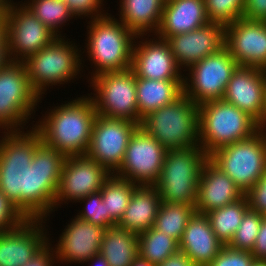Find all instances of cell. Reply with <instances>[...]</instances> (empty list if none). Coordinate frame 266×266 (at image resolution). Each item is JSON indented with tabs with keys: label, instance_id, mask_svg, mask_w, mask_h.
Instances as JSON below:
<instances>
[{
	"label": "cell",
	"instance_id": "cell-18",
	"mask_svg": "<svg viewBox=\"0 0 266 266\" xmlns=\"http://www.w3.org/2000/svg\"><path fill=\"white\" fill-rule=\"evenodd\" d=\"M68 222L70 223L64 226L55 245V241H51L52 238L50 239L49 236V242L53 243L56 264L87 263L89 259L99 254L106 228L81 220L76 216Z\"/></svg>",
	"mask_w": 266,
	"mask_h": 266
},
{
	"label": "cell",
	"instance_id": "cell-46",
	"mask_svg": "<svg viewBox=\"0 0 266 266\" xmlns=\"http://www.w3.org/2000/svg\"><path fill=\"white\" fill-rule=\"evenodd\" d=\"M89 261L90 263L88 264L90 265L92 264L91 266H110L106 261V259L101 254L93 256L91 259L88 260V262Z\"/></svg>",
	"mask_w": 266,
	"mask_h": 266
},
{
	"label": "cell",
	"instance_id": "cell-20",
	"mask_svg": "<svg viewBox=\"0 0 266 266\" xmlns=\"http://www.w3.org/2000/svg\"><path fill=\"white\" fill-rule=\"evenodd\" d=\"M166 41L177 65L186 72L191 65L225 46V26L210 22L196 30L171 36Z\"/></svg>",
	"mask_w": 266,
	"mask_h": 266
},
{
	"label": "cell",
	"instance_id": "cell-35",
	"mask_svg": "<svg viewBox=\"0 0 266 266\" xmlns=\"http://www.w3.org/2000/svg\"><path fill=\"white\" fill-rule=\"evenodd\" d=\"M210 22L227 26L243 17L245 0H204Z\"/></svg>",
	"mask_w": 266,
	"mask_h": 266
},
{
	"label": "cell",
	"instance_id": "cell-33",
	"mask_svg": "<svg viewBox=\"0 0 266 266\" xmlns=\"http://www.w3.org/2000/svg\"><path fill=\"white\" fill-rule=\"evenodd\" d=\"M24 6L58 37H63V32L60 29L69 25L68 21L74 18L63 0H30ZM67 22L68 24H66Z\"/></svg>",
	"mask_w": 266,
	"mask_h": 266
},
{
	"label": "cell",
	"instance_id": "cell-50",
	"mask_svg": "<svg viewBox=\"0 0 266 266\" xmlns=\"http://www.w3.org/2000/svg\"><path fill=\"white\" fill-rule=\"evenodd\" d=\"M251 266H266V260H257L255 259Z\"/></svg>",
	"mask_w": 266,
	"mask_h": 266
},
{
	"label": "cell",
	"instance_id": "cell-28",
	"mask_svg": "<svg viewBox=\"0 0 266 266\" xmlns=\"http://www.w3.org/2000/svg\"><path fill=\"white\" fill-rule=\"evenodd\" d=\"M99 254L110 266H131L139 256L138 234L117 224L109 226L103 235Z\"/></svg>",
	"mask_w": 266,
	"mask_h": 266
},
{
	"label": "cell",
	"instance_id": "cell-34",
	"mask_svg": "<svg viewBox=\"0 0 266 266\" xmlns=\"http://www.w3.org/2000/svg\"><path fill=\"white\" fill-rule=\"evenodd\" d=\"M261 220L262 215L248 209L228 246L236 250L251 252L256 242Z\"/></svg>",
	"mask_w": 266,
	"mask_h": 266
},
{
	"label": "cell",
	"instance_id": "cell-40",
	"mask_svg": "<svg viewBox=\"0 0 266 266\" xmlns=\"http://www.w3.org/2000/svg\"><path fill=\"white\" fill-rule=\"evenodd\" d=\"M243 17L249 20L266 21V0H245Z\"/></svg>",
	"mask_w": 266,
	"mask_h": 266
},
{
	"label": "cell",
	"instance_id": "cell-23",
	"mask_svg": "<svg viewBox=\"0 0 266 266\" xmlns=\"http://www.w3.org/2000/svg\"><path fill=\"white\" fill-rule=\"evenodd\" d=\"M209 23L204 0H168L164 3L155 36L167 40L171 36L196 30Z\"/></svg>",
	"mask_w": 266,
	"mask_h": 266
},
{
	"label": "cell",
	"instance_id": "cell-24",
	"mask_svg": "<svg viewBox=\"0 0 266 266\" xmlns=\"http://www.w3.org/2000/svg\"><path fill=\"white\" fill-rule=\"evenodd\" d=\"M224 244L211 229L205 214L195 212L189 220L179 242V250L196 266H208Z\"/></svg>",
	"mask_w": 266,
	"mask_h": 266
},
{
	"label": "cell",
	"instance_id": "cell-3",
	"mask_svg": "<svg viewBox=\"0 0 266 266\" xmlns=\"http://www.w3.org/2000/svg\"><path fill=\"white\" fill-rule=\"evenodd\" d=\"M39 102L24 62L12 61L0 69V159L17 153L27 142L32 128L27 130L25 126L35 118Z\"/></svg>",
	"mask_w": 266,
	"mask_h": 266
},
{
	"label": "cell",
	"instance_id": "cell-4",
	"mask_svg": "<svg viewBox=\"0 0 266 266\" xmlns=\"http://www.w3.org/2000/svg\"><path fill=\"white\" fill-rule=\"evenodd\" d=\"M87 38L82 52V69L86 60L93 67L92 78L109 72L128 70L132 65L133 48L137 35L112 13L87 22ZM86 53L87 59L83 58ZM85 60V61H84ZM94 65V66H93Z\"/></svg>",
	"mask_w": 266,
	"mask_h": 266
},
{
	"label": "cell",
	"instance_id": "cell-14",
	"mask_svg": "<svg viewBox=\"0 0 266 266\" xmlns=\"http://www.w3.org/2000/svg\"><path fill=\"white\" fill-rule=\"evenodd\" d=\"M167 149L140 126L127 145L114 175L138 185L153 186L158 180Z\"/></svg>",
	"mask_w": 266,
	"mask_h": 266
},
{
	"label": "cell",
	"instance_id": "cell-41",
	"mask_svg": "<svg viewBox=\"0 0 266 266\" xmlns=\"http://www.w3.org/2000/svg\"><path fill=\"white\" fill-rule=\"evenodd\" d=\"M55 263H57L55 251L52 243L48 242L24 266H53Z\"/></svg>",
	"mask_w": 266,
	"mask_h": 266
},
{
	"label": "cell",
	"instance_id": "cell-45",
	"mask_svg": "<svg viewBox=\"0 0 266 266\" xmlns=\"http://www.w3.org/2000/svg\"><path fill=\"white\" fill-rule=\"evenodd\" d=\"M0 45H8L5 14H0Z\"/></svg>",
	"mask_w": 266,
	"mask_h": 266
},
{
	"label": "cell",
	"instance_id": "cell-52",
	"mask_svg": "<svg viewBox=\"0 0 266 266\" xmlns=\"http://www.w3.org/2000/svg\"><path fill=\"white\" fill-rule=\"evenodd\" d=\"M260 129L264 132L266 136V121L260 126Z\"/></svg>",
	"mask_w": 266,
	"mask_h": 266
},
{
	"label": "cell",
	"instance_id": "cell-13",
	"mask_svg": "<svg viewBox=\"0 0 266 266\" xmlns=\"http://www.w3.org/2000/svg\"><path fill=\"white\" fill-rule=\"evenodd\" d=\"M139 126L131 121L97 115L85 155L114 174L120 168L130 138Z\"/></svg>",
	"mask_w": 266,
	"mask_h": 266
},
{
	"label": "cell",
	"instance_id": "cell-47",
	"mask_svg": "<svg viewBox=\"0 0 266 266\" xmlns=\"http://www.w3.org/2000/svg\"><path fill=\"white\" fill-rule=\"evenodd\" d=\"M131 266H155L151 263H149L147 260L142 259L140 256H138L132 263Z\"/></svg>",
	"mask_w": 266,
	"mask_h": 266
},
{
	"label": "cell",
	"instance_id": "cell-6",
	"mask_svg": "<svg viewBox=\"0 0 266 266\" xmlns=\"http://www.w3.org/2000/svg\"><path fill=\"white\" fill-rule=\"evenodd\" d=\"M36 211V175L16 154L0 159V232L12 230Z\"/></svg>",
	"mask_w": 266,
	"mask_h": 266
},
{
	"label": "cell",
	"instance_id": "cell-39",
	"mask_svg": "<svg viewBox=\"0 0 266 266\" xmlns=\"http://www.w3.org/2000/svg\"><path fill=\"white\" fill-rule=\"evenodd\" d=\"M244 196L250 210L266 216V170L256 184L244 193Z\"/></svg>",
	"mask_w": 266,
	"mask_h": 266
},
{
	"label": "cell",
	"instance_id": "cell-25",
	"mask_svg": "<svg viewBox=\"0 0 266 266\" xmlns=\"http://www.w3.org/2000/svg\"><path fill=\"white\" fill-rule=\"evenodd\" d=\"M160 205L161 198L154 186L139 185L117 225L139 235L154 227Z\"/></svg>",
	"mask_w": 266,
	"mask_h": 266
},
{
	"label": "cell",
	"instance_id": "cell-21",
	"mask_svg": "<svg viewBox=\"0 0 266 266\" xmlns=\"http://www.w3.org/2000/svg\"><path fill=\"white\" fill-rule=\"evenodd\" d=\"M264 69L238 66L226 87L223 100L263 124Z\"/></svg>",
	"mask_w": 266,
	"mask_h": 266
},
{
	"label": "cell",
	"instance_id": "cell-43",
	"mask_svg": "<svg viewBox=\"0 0 266 266\" xmlns=\"http://www.w3.org/2000/svg\"><path fill=\"white\" fill-rule=\"evenodd\" d=\"M155 266H196L184 253L177 252Z\"/></svg>",
	"mask_w": 266,
	"mask_h": 266
},
{
	"label": "cell",
	"instance_id": "cell-37",
	"mask_svg": "<svg viewBox=\"0 0 266 266\" xmlns=\"http://www.w3.org/2000/svg\"><path fill=\"white\" fill-rule=\"evenodd\" d=\"M67 5L71 13L76 18L83 17L91 20L94 18L102 17L108 13L109 10H103L106 3L105 0H63Z\"/></svg>",
	"mask_w": 266,
	"mask_h": 266
},
{
	"label": "cell",
	"instance_id": "cell-49",
	"mask_svg": "<svg viewBox=\"0 0 266 266\" xmlns=\"http://www.w3.org/2000/svg\"><path fill=\"white\" fill-rule=\"evenodd\" d=\"M8 1L7 0H0V14H5L7 10Z\"/></svg>",
	"mask_w": 266,
	"mask_h": 266
},
{
	"label": "cell",
	"instance_id": "cell-1",
	"mask_svg": "<svg viewBox=\"0 0 266 266\" xmlns=\"http://www.w3.org/2000/svg\"><path fill=\"white\" fill-rule=\"evenodd\" d=\"M61 104L47 108L16 153L35 175L54 160L87 153L97 116L93 100L84 94Z\"/></svg>",
	"mask_w": 266,
	"mask_h": 266
},
{
	"label": "cell",
	"instance_id": "cell-8",
	"mask_svg": "<svg viewBox=\"0 0 266 266\" xmlns=\"http://www.w3.org/2000/svg\"><path fill=\"white\" fill-rule=\"evenodd\" d=\"M208 158L199 145L167 150L159 178L153 185L161 202L195 207L201 171Z\"/></svg>",
	"mask_w": 266,
	"mask_h": 266
},
{
	"label": "cell",
	"instance_id": "cell-32",
	"mask_svg": "<svg viewBox=\"0 0 266 266\" xmlns=\"http://www.w3.org/2000/svg\"><path fill=\"white\" fill-rule=\"evenodd\" d=\"M196 212L192 205L161 202L154 228L180 242L183 232Z\"/></svg>",
	"mask_w": 266,
	"mask_h": 266
},
{
	"label": "cell",
	"instance_id": "cell-5",
	"mask_svg": "<svg viewBox=\"0 0 266 266\" xmlns=\"http://www.w3.org/2000/svg\"><path fill=\"white\" fill-rule=\"evenodd\" d=\"M72 42L65 35L57 37L51 44L23 61L30 86L40 100L45 98L43 96L49 87L68 84L83 76L82 46Z\"/></svg>",
	"mask_w": 266,
	"mask_h": 266
},
{
	"label": "cell",
	"instance_id": "cell-29",
	"mask_svg": "<svg viewBox=\"0 0 266 266\" xmlns=\"http://www.w3.org/2000/svg\"><path fill=\"white\" fill-rule=\"evenodd\" d=\"M249 209L246 197L219 209L205 213L217 238L228 245L238 229L245 212Z\"/></svg>",
	"mask_w": 266,
	"mask_h": 266
},
{
	"label": "cell",
	"instance_id": "cell-48",
	"mask_svg": "<svg viewBox=\"0 0 266 266\" xmlns=\"http://www.w3.org/2000/svg\"><path fill=\"white\" fill-rule=\"evenodd\" d=\"M264 78H265V85H264L263 123L266 121V69L264 70Z\"/></svg>",
	"mask_w": 266,
	"mask_h": 266
},
{
	"label": "cell",
	"instance_id": "cell-36",
	"mask_svg": "<svg viewBox=\"0 0 266 266\" xmlns=\"http://www.w3.org/2000/svg\"><path fill=\"white\" fill-rule=\"evenodd\" d=\"M85 203L83 208L75 216L81 220L92 224L100 225L104 228L116 225L117 223L106 212L105 204L102 201L101 191L94 192L78 201Z\"/></svg>",
	"mask_w": 266,
	"mask_h": 266
},
{
	"label": "cell",
	"instance_id": "cell-22",
	"mask_svg": "<svg viewBox=\"0 0 266 266\" xmlns=\"http://www.w3.org/2000/svg\"><path fill=\"white\" fill-rule=\"evenodd\" d=\"M244 196L234 181L209 158L204 163L198 183L196 212L205 214Z\"/></svg>",
	"mask_w": 266,
	"mask_h": 266
},
{
	"label": "cell",
	"instance_id": "cell-12",
	"mask_svg": "<svg viewBox=\"0 0 266 266\" xmlns=\"http://www.w3.org/2000/svg\"><path fill=\"white\" fill-rule=\"evenodd\" d=\"M238 63L224 46L191 65L184 75V94L196 105L222 99Z\"/></svg>",
	"mask_w": 266,
	"mask_h": 266
},
{
	"label": "cell",
	"instance_id": "cell-27",
	"mask_svg": "<svg viewBox=\"0 0 266 266\" xmlns=\"http://www.w3.org/2000/svg\"><path fill=\"white\" fill-rule=\"evenodd\" d=\"M119 3L118 19L129 30L136 35H155L165 0H119Z\"/></svg>",
	"mask_w": 266,
	"mask_h": 266
},
{
	"label": "cell",
	"instance_id": "cell-15",
	"mask_svg": "<svg viewBox=\"0 0 266 266\" xmlns=\"http://www.w3.org/2000/svg\"><path fill=\"white\" fill-rule=\"evenodd\" d=\"M5 18L7 41L13 61L23 62L58 37L24 5L8 4Z\"/></svg>",
	"mask_w": 266,
	"mask_h": 266
},
{
	"label": "cell",
	"instance_id": "cell-9",
	"mask_svg": "<svg viewBox=\"0 0 266 266\" xmlns=\"http://www.w3.org/2000/svg\"><path fill=\"white\" fill-rule=\"evenodd\" d=\"M140 127L167 150L199 145V107L183 94L142 119Z\"/></svg>",
	"mask_w": 266,
	"mask_h": 266
},
{
	"label": "cell",
	"instance_id": "cell-26",
	"mask_svg": "<svg viewBox=\"0 0 266 266\" xmlns=\"http://www.w3.org/2000/svg\"><path fill=\"white\" fill-rule=\"evenodd\" d=\"M184 80H154L136 77L138 116L142 120L151 112L172 104L184 94Z\"/></svg>",
	"mask_w": 266,
	"mask_h": 266
},
{
	"label": "cell",
	"instance_id": "cell-44",
	"mask_svg": "<svg viewBox=\"0 0 266 266\" xmlns=\"http://www.w3.org/2000/svg\"><path fill=\"white\" fill-rule=\"evenodd\" d=\"M12 61L9 45H0V69L8 66Z\"/></svg>",
	"mask_w": 266,
	"mask_h": 266
},
{
	"label": "cell",
	"instance_id": "cell-17",
	"mask_svg": "<svg viewBox=\"0 0 266 266\" xmlns=\"http://www.w3.org/2000/svg\"><path fill=\"white\" fill-rule=\"evenodd\" d=\"M131 69L136 77L154 80H184L186 75L177 65L169 43L155 35H137Z\"/></svg>",
	"mask_w": 266,
	"mask_h": 266
},
{
	"label": "cell",
	"instance_id": "cell-42",
	"mask_svg": "<svg viewBox=\"0 0 266 266\" xmlns=\"http://www.w3.org/2000/svg\"><path fill=\"white\" fill-rule=\"evenodd\" d=\"M251 254L254 256V259L266 260V216H262L261 226Z\"/></svg>",
	"mask_w": 266,
	"mask_h": 266
},
{
	"label": "cell",
	"instance_id": "cell-38",
	"mask_svg": "<svg viewBox=\"0 0 266 266\" xmlns=\"http://www.w3.org/2000/svg\"><path fill=\"white\" fill-rule=\"evenodd\" d=\"M254 260L250 251L236 250L224 245L208 266H251Z\"/></svg>",
	"mask_w": 266,
	"mask_h": 266
},
{
	"label": "cell",
	"instance_id": "cell-2",
	"mask_svg": "<svg viewBox=\"0 0 266 266\" xmlns=\"http://www.w3.org/2000/svg\"><path fill=\"white\" fill-rule=\"evenodd\" d=\"M110 175L86 155L54 160L36 175V211L47 221L50 214L61 207L60 204H76L89 194L100 191Z\"/></svg>",
	"mask_w": 266,
	"mask_h": 266
},
{
	"label": "cell",
	"instance_id": "cell-7",
	"mask_svg": "<svg viewBox=\"0 0 266 266\" xmlns=\"http://www.w3.org/2000/svg\"><path fill=\"white\" fill-rule=\"evenodd\" d=\"M199 107V146L209 156L215 150L248 139L260 124L248 113L223 99Z\"/></svg>",
	"mask_w": 266,
	"mask_h": 266
},
{
	"label": "cell",
	"instance_id": "cell-30",
	"mask_svg": "<svg viewBox=\"0 0 266 266\" xmlns=\"http://www.w3.org/2000/svg\"><path fill=\"white\" fill-rule=\"evenodd\" d=\"M138 184L111 174L103 183L101 188L102 201L106 212L116 222L120 220L125 212L130 198Z\"/></svg>",
	"mask_w": 266,
	"mask_h": 266
},
{
	"label": "cell",
	"instance_id": "cell-19",
	"mask_svg": "<svg viewBox=\"0 0 266 266\" xmlns=\"http://www.w3.org/2000/svg\"><path fill=\"white\" fill-rule=\"evenodd\" d=\"M225 46L239 66L266 69V21L244 17L225 26Z\"/></svg>",
	"mask_w": 266,
	"mask_h": 266
},
{
	"label": "cell",
	"instance_id": "cell-31",
	"mask_svg": "<svg viewBox=\"0 0 266 266\" xmlns=\"http://www.w3.org/2000/svg\"><path fill=\"white\" fill-rule=\"evenodd\" d=\"M139 256L153 265L179 252V242L154 227L138 235Z\"/></svg>",
	"mask_w": 266,
	"mask_h": 266
},
{
	"label": "cell",
	"instance_id": "cell-11",
	"mask_svg": "<svg viewBox=\"0 0 266 266\" xmlns=\"http://www.w3.org/2000/svg\"><path fill=\"white\" fill-rule=\"evenodd\" d=\"M97 115L141 124L138 116L136 75L130 68L100 74L89 81ZM93 95V96H92Z\"/></svg>",
	"mask_w": 266,
	"mask_h": 266
},
{
	"label": "cell",
	"instance_id": "cell-16",
	"mask_svg": "<svg viewBox=\"0 0 266 266\" xmlns=\"http://www.w3.org/2000/svg\"><path fill=\"white\" fill-rule=\"evenodd\" d=\"M46 224L35 211L18 227L0 232V266H24L32 259L49 242Z\"/></svg>",
	"mask_w": 266,
	"mask_h": 266
},
{
	"label": "cell",
	"instance_id": "cell-51",
	"mask_svg": "<svg viewBox=\"0 0 266 266\" xmlns=\"http://www.w3.org/2000/svg\"><path fill=\"white\" fill-rule=\"evenodd\" d=\"M7 1H8V4H14V5H25L29 2V0H24V2H22V1L14 2L13 0H7Z\"/></svg>",
	"mask_w": 266,
	"mask_h": 266
},
{
	"label": "cell",
	"instance_id": "cell-10",
	"mask_svg": "<svg viewBox=\"0 0 266 266\" xmlns=\"http://www.w3.org/2000/svg\"><path fill=\"white\" fill-rule=\"evenodd\" d=\"M209 159L245 193L266 170V136L260 129L248 139L215 150Z\"/></svg>",
	"mask_w": 266,
	"mask_h": 266
}]
</instances>
